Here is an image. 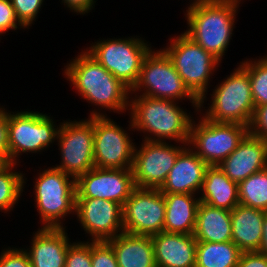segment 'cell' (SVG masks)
Here are the masks:
<instances>
[{
	"label": "cell",
	"instance_id": "cell-35",
	"mask_svg": "<svg viewBox=\"0 0 267 267\" xmlns=\"http://www.w3.org/2000/svg\"><path fill=\"white\" fill-rule=\"evenodd\" d=\"M249 133L267 142V104L255 108Z\"/></svg>",
	"mask_w": 267,
	"mask_h": 267
},
{
	"label": "cell",
	"instance_id": "cell-36",
	"mask_svg": "<svg viewBox=\"0 0 267 267\" xmlns=\"http://www.w3.org/2000/svg\"><path fill=\"white\" fill-rule=\"evenodd\" d=\"M98 0H59L60 4L62 5L61 8L68 10L69 14L72 13L74 15H85L88 16L92 10L95 9V6L98 5L96 2Z\"/></svg>",
	"mask_w": 267,
	"mask_h": 267
},
{
	"label": "cell",
	"instance_id": "cell-38",
	"mask_svg": "<svg viewBox=\"0 0 267 267\" xmlns=\"http://www.w3.org/2000/svg\"><path fill=\"white\" fill-rule=\"evenodd\" d=\"M238 267H267V256L258 251L242 252Z\"/></svg>",
	"mask_w": 267,
	"mask_h": 267
},
{
	"label": "cell",
	"instance_id": "cell-37",
	"mask_svg": "<svg viewBox=\"0 0 267 267\" xmlns=\"http://www.w3.org/2000/svg\"><path fill=\"white\" fill-rule=\"evenodd\" d=\"M0 104V154L9 160L8 107Z\"/></svg>",
	"mask_w": 267,
	"mask_h": 267
},
{
	"label": "cell",
	"instance_id": "cell-8",
	"mask_svg": "<svg viewBox=\"0 0 267 267\" xmlns=\"http://www.w3.org/2000/svg\"><path fill=\"white\" fill-rule=\"evenodd\" d=\"M164 45L161 48L172 60L185 86L200 100L214 83L222 63L183 31L171 34Z\"/></svg>",
	"mask_w": 267,
	"mask_h": 267
},
{
	"label": "cell",
	"instance_id": "cell-39",
	"mask_svg": "<svg viewBox=\"0 0 267 267\" xmlns=\"http://www.w3.org/2000/svg\"><path fill=\"white\" fill-rule=\"evenodd\" d=\"M258 252L263 253L267 256V213L265 214V217H264L263 238H262L260 250Z\"/></svg>",
	"mask_w": 267,
	"mask_h": 267
},
{
	"label": "cell",
	"instance_id": "cell-9",
	"mask_svg": "<svg viewBox=\"0 0 267 267\" xmlns=\"http://www.w3.org/2000/svg\"><path fill=\"white\" fill-rule=\"evenodd\" d=\"M130 95H143L152 98L172 100L188 104L192 111L199 110V100L185 86L166 52L152 48L144 58L137 83Z\"/></svg>",
	"mask_w": 267,
	"mask_h": 267
},
{
	"label": "cell",
	"instance_id": "cell-28",
	"mask_svg": "<svg viewBox=\"0 0 267 267\" xmlns=\"http://www.w3.org/2000/svg\"><path fill=\"white\" fill-rule=\"evenodd\" d=\"M239 204L267 212V167L238 184Z\"/></svg>",
	"mask_w": 267,
	"mask_h": 267
},
{
	"label": "cell",
	"instance_id": "cell-5",
	"mask_svg": "<svg viewBox=\"0 0 267 267\" xmlns=\"http://www.w3.org/2000/svg\"><path fill=\"white\" fill-rule=\"evenodd\" d=\"M215 80L219 82L199 100L198 112L213 122L239 123L249 127L255 104L248 72L238 62L229 75Z\"/></svg>",
	"mask_w": 267,
	"mask_h": 267
},
{
	"label": "cell",
	"instance_id": "cell-41",
	"mask_svg": "<svg viewBox=\"0 0 267 267\" xmlns=\"http://www.w3.org/2000/svg\"><path fill=\"white\" fill-rule=\"evenodd\" d=\"M9 164L10 161L4 155L0 154V172L4 170Z\"/></svg>",
	"mask_w": 267,
	"mask_h": 267
},
{
	"label": "cell",
	"instance_id": "cell-7",
	"mask_svg": "<svg viewBox=\"0 0 267 267\" xmlns=\"http://www.w3.org/2000/svg\"><path fill=\"white\" fill-rule=\"evenodd\" d=\"M101 38L90 41L84 50L130 90L138 81L144 58L154 47L137 35Z\"/></svg>",
	"mask_w": 267,
	"mask_h": 267
},
{
	"label": "cell",
	"instance_id": "cell-12",
	"mask_svg": "<svg viewBox=\"0 0 267 267\" xmlns=\"http://www.w3.org/2000/svg\"><path fill=\"white\" fill-rule=\"evenodd\" d=\"M127 119L129 124L123 127L121 121L116 122L112 116H93L95 167L132 168L135 131L129 117Z\"/></svg>",
	"mask_w": 267,
	"mask_h": 267
},
{
	"label": "cell",
	"instance_id": "cell-40",
	"mask_svg": "<svg viewBox=\"0 0 267 267\" xmlns=\"http://www.w3.org/2000/svg\"><path fill=\"white\" fill-rule=\"evenodd\" d=\"M178 1H180V0H178ZM213 1H215V0H189V2H188V0L186 1V2H188V3H183V0H182V3H183V6H184V4L186 5V7H184V9L185 8H188V7H191V6H195V5H198V4H205V3H210V2H213Z\"/></svg>",
	"mask_w": 267,
	"mask_h": 267
},
{
	"label": "cell",
	"instance_id": "cell-24",
	"mask_svg": "<svg viewBox=\"0 0 267 267\" xmlns=\"http://www.w3.org/2000/svg\"><path fill=\"white\" fill-rule=\"evenodd\" d=\"M193 236L196 241L223 243L232 239L231 211L199 202Z\"/></svg>",
	"mask_w": 267,
	"mask_h": 267
},
{
	"label": "cell",
	"instance_id": "cell-32",
	"mask_svg": "<svg viewBox=\"0 0 267 267\" xmlns=\"http://www.w3.org/2000/svg\"><path fill=\"white\" fill-rule=\"evenodd\" d=\"M92 267H119L115 252L107 241H91Z\"/></svg>",
	"mask_w": 267,
	"mask_h": 267
},
{
	"label": "cell",
	"instance_id": "cell-17",
	"mask_svg": "<svg viewBox=\"0 0 267 267\" xmlns=\"http://www.w3.org/2000/svg\"><path fill=\"white\" fill-rule=\"evenodd\" d=\"M31 232L27 251L32 267H65L67 250L72 242L68 227H39ZM31 240V241H30Z\"/></svg>",
	"mask_w": 267,
	"mask_h": 267
},
{
	"label": "cell",
	"instance_id": "cell-20",
	"mask_svg": "<svg viewBox=\"0 0 267 267\" xmlns=\"http://www.w3.org/2000/svg\"><path fill=\"white\" fill-rule=\"evenodd\" d=\"M157 267H195L193 234L160 232L151 236Z\"/></svg>",
	"mask_w": 267,
	"mask_h": 267
},
{
	"label": "cell",
	"instance_id": "cell-34",
	"mask_svg": "<svg viewBox=\"0 0 267 267\" xmlns=\"http://www.w3.org/2000/svg\"><path fill=\"white\" fill-rule=\"evenodd\" d=\"M0 267H32L27 251L18 245H2Z\"/></svg>",
	"mask_w": 267,
	"mask_h": 267
},
{
	"label": "cell",
	"instance_id": "cell-27",
	"mask_svg": "<svg viewBox=\"0 0 267 267\" xmlns=\"http://www.w3.org/2000/svg\"><path fill=\"white\" fill-rule=\"evenodd\" d=\"M242 251L232 241H197L195 267H238Z\"/></svg>",
	"mask_w": 267,
	"mask_h": 267
},
{
	"label": "cell",
	"instance_id": "cell-29",
	"mask_svg": "<svg viewBox=\"0 0 267 267\" xmlns=\"http://www.w3.org/2000/svg\"><path fill=\"white\" fill-rule=\"evenodd\" d=\"M241 60L239 64L248 72L250 78L255 108L267 104V53Z\"/></svg>",
	"mask_w": 267,
	"mask_h": 267
},
{
	"label": "cell",
	"instance_id": "cell-31",
	"mask_svg": "<svg viewBox=\"0 0 267 267\" xmlns=\"http://www.w3.org/2000/svg\"><path fill=\"white\" fill-rule=\"evenodd\" d=\"M77 238L72 240L67 250L65 267H92L91 241Z\"/></svg>",
	"mask_w": 267,
	"mask_h": 267
},
{
	"label": "cell",
	"instance_id": "cell-1",
	"mask_svg": "<svg viewBox=\"0 0 267 267\" xmlns=\"http://www.w3.org/2000/svg\"><path fill=\"white\" fill-rule=\"evenodd\" d=\"M77 53L67 63H63L62 76L66 82L69 81L70 89L87 102L88 107H93L88 110V117L111 116L110 113L126 115L131 90L84 48Z\"/></svg>",
	"mask_w": 267,
	"mask_h": 267
},
{
	"label": "cell",
	"instance_id": "cell-26",
	"mask_svg": "<svg viewBox=\"0 0 267 267\" xmlns=\"http://www.w3.org/2000/svg\"><path fill=\"white\" fill-rule=\"evenodd\" d=\"M20 166L23 168L21 164L10 163L0 172V212L4 213V217H9L8 214L14 212L15 206H19L21 200L24 201L25 198L22 196L28 192L29 184L27 181L29 180L26 176L29 173L21 171Z\"/></svg>",
	"mask_w": 267,
	"mask_h": 267
},
{
	"label": "cell",
	"instance_id": "cell-16",
	"mask_svg": "<svg viewBox=\"0 0 267 267\" xmlns=\"http://www.w3.org/2000/svg\"><path fill=\"white\" fill-rule=\"evenodd\" d=\"M134 188L131 169L93 167L76 179V198H100L123 206Z\"/></svg>",
	"mask_w": 267,
	"mask_h": 267
},
{
	"label": "cell",
	"instance_id": "cell-22",
	"mask_svg": "<svg viewBox=\"0 0 267 267\" xmlns=\"http://www.w3.org/2000/svg\"><path fill=\"white\" fill-rule=\"evenodd\" d=\"M107 242L115 252L119 267H157L151 236L122 232Z\"/></svg>",
	"mask_w": 267,
	"mask_h": 267
},
{
	"label": "cell",
	"instance_id": "cell-11",
	"mask_svg": "<svg viewBox=\"0 0 267 267\" xmlns=\"http://www.w3.org/2000/svg\"><path fill=\"white\" fill-rule=\"evenodd\" d=\"M59 164L55 168L77 179L94 165L93 116L63 120L57 136ZM60 157V158H59Z\"/></svg>",
	"mask_w": 267,
	"mask_h": 267
},
{
	"label": "cell",
	"instance_id": "cell-25",
	"mask_svg": "<svg viewBox=\"0 0 267 267\" xmlns=\"http://www.w3.org/2000/svg\"><path fill=\"white\" fill-rule=\"evenodd\" d=\"M198 197L205 204L232 211L239 204L238 184L218 166H208Z\"/></svg>",
	"mask_w": 267,
	"mask_h": 267
},
{
	"label": "cell",
	"instance_id": "cell-10",
	"mask_svg": "<svg viewBox=\"0 0 267 267\" xmlns=\"http://www.w3.org/2000/svg\"><path fill=\"white\" fill-rule=\"evenodd\" d=\"M249 133L239 123L213 122L199 112L191 124L188 146L209 166H218Z\"/></svg>",
	"mask_w": 267,
	"mask_h": 267
},
{
	"label": "cell",
	"instance_id": "cell-42",
	"mask_svg": "<svg viewBox=\"0 0 267 267\" xmlns=\"http://www.w3.org/2000/svg\"><path fill=\"white\" fill-rule=\"evenodd\" d=\"M216 1H223V2H228V3H234V4H238V5H240L242 7V5L244 4V2H246L247 0H216Z\"/></svg>",
	"mask_w": 267,
	"mask_h": 267
},
{
	"label": "cell",
	"instance_id": "cell-18",
	"mask_svg": "<svg viewBox=\"0 0 267 267\" xmlns=\"http://www.w3.org/2000/svg\"><path fill=\"white\" fill-rule=\"evenodd\" d=\"M218 167L230 180L239 184L267 167V142L248 133Z\"/></svg>",
	"mask_w": 267,
	"mask_h": 267
},
{
	"label": "cell",
	"instance_id": "cell-3",
	"mask_svg": "<svg viewBox=\"0 0 267 267\" xmlns=\"http://www.w3.org/2000/svg\"><path fill=\"white\" fill-rule=\"evenodd\" d=\"M240 7L238 4L215 0L181 9L187 25L183 32L223 63L235 36Z\"/></svg>",
	"mask_w": 267,
	"mask_h": 267
},
{
	"label": "cell",
	"instance_id": "cell-13",
	"mask_svg": "<svg viewBox=\"0 0 267 267\" xmlns=\"http://www.w3.org/2000/svg\"><path fill=\"white\" fill-rule=\"evenodd\" d=\"M140 141L139 145L138 142L135 143L131 168L135 187L159 189L173 168L178 155L188 144Z\"/></svg>",
	"mask_w": 267,
	"mask_h": 267
},
{
	"label": "cell",
	"instance_id": "cell-21",
	"mask_svg": "<svg viewBox=\"0 0 267 267\" xmlns=\"http://www.w3.org/2000/svg\"><path fill=\"white\" fill-rule=\"evenodd\" d=\"M267 212L238 204L231 211V241L242 252L259 251L263 238V222Z\"/></svg>",
	"mask_w": 267,
	"mask_h": 267
},
{
	"label": "cell",
	"instance_id": "cell-14",
	"mask_svg": "<svg viewBox=\"0 0 267 267\" xmlns=\"http://www.w3.org/2000/svg\"><path fill=\"white\" fill-rule=\"evenodd\" d=\"M165 210L159 189L135 187L122 206L124 232L149 236L163 232Z\"/></svg>",
	"mask_w": 267,
	"mask_h": 267
},
{
	"label": "cell",
	"instance_id": "cell-6",
	"mask_svg": "<svg viewBox=\"0 0 267 267\" xmlns=\"http://www.w3.org/2000/svg\"><path fill=\"white\" fill-rule=\"evenodd\" d=\"M8 108V132H9V161L22 164V157L39 156L43 152L56 145L60 125L63 121L56 120L53 114L40 112L36 109L9 110ZM36 110V111H35ZM50 114V115H49ZM53 115V116H51ZM60 121V122H58ZM58 122V123H57ZM58 124V125H57ZM21 158V159H20ZM22 160V161H21Z\"/></svg>",
	"mask_w": 267,
	"mask_h": 267
},
{
	"label": "cell",
	"instance_id": "cell-15",
	"mask_svg": "<svg viewBox=\"0 0 267 267\" xmlns=\"http://www.w3.org/2000/svg\"><path fill=\"white\" fill-rule=\"evenodd\" d=\"M75 218L88 241H107L124 232L122 205L100 198H76Z\"/></svg>",
	"mask_w": 267,
	"mask_h": 267
},
{
	"label": "cell",
	"instance_id": "cell-4",
	"mask_svg": "<svg viewBox=\"0 0 267 267\" xmlns=\"http://www.w3.org/2000/svg\"><path fill=\"white\" fill-rule=\"evenodd\" d=\"M49 165L34 169L33 177H30L33 181H29L33 184H30L33 209L39 216L37 223L40 227L65 228L68 227L65 226L67 221L75 217L76 179Z\"/></svg>",
	"mask_w": 267,
	"mask_h": 267
},
{
	"label": "cell",
	"instance_id": "cell-30",
	"mask_svg": "<svg viewBox=\"0 0 267 267\" xmlns=\"http://www.w3.org/2000/svg\"><path fill=\"white\" fill-rule=\"evenodd\" d=\"M47 1V0H46ZM45 0H10L18 21L29 31L36 23Z\"/></svg>",
	"mask_w": 267,
	"mask_h": 267
},
{
	"label": "cell",
	"instance_id": "cell-19",
	"mask_svg": "<svg viewBox=\"0 0 267 267\" xmlns=\"http://www.w3.org/2000/svg\"><path fill=\"white\" fill-rule=\"evenodd\" d=\"M206 164L189 146L177 157L165 182L159 188L162 193L198 195L205 178Z\"/></svg>",
	"mask_w": 267,
	"mask_h": 267
},
{
	"label": "cell",
	"instance_id": "cell-2",
	"mask_svg": "<svg viewBox=\"0 0 267 267\" xmlns=\"http://www.w3.org/2000/svg\"><path fill=\"white\" fill-rule=\"evenodd\" d=\"M184 104L130 95L126 116L129 115L136 139L139 134L141 140L188 144L191 124L198 111H189Z\"/></svg>",
	"mask_w": 267,
	"mask_h": 267
},
{
	"label": "cell",
	"instance_id": "cell-23",
	"mask_svg": "<svg viewBox=\"0 0 267 267\" xmlns=\"http://www.w3.org/2000/svg\"><path fill=\"white\" fill-rule=\"evenodd\" d=\"M166 210L163 231L193 234L200 202L196 194L163 193Z\"/></svg>",
	"mask_w": 267,
	"mask_h": 267
},
{
	"label": "cell",
	"instance_id": "cell-33",
	"mask_svg": "<svg viewBox=\"0 0 267 267\" xmlns=\"http://www.w3.org/2000/svg\"><path fill=\"white\" fill-rule=\"evenodd\" d=\"M22 30L23 32L27 31V29L18 21L14 8L10 0H0V43H3L2 37H5L9 31L14 32ZM6 34V35H5Z\"/></svg>",
	"mask_w": 267,
	"mask_h": 267
}]
</instances>
